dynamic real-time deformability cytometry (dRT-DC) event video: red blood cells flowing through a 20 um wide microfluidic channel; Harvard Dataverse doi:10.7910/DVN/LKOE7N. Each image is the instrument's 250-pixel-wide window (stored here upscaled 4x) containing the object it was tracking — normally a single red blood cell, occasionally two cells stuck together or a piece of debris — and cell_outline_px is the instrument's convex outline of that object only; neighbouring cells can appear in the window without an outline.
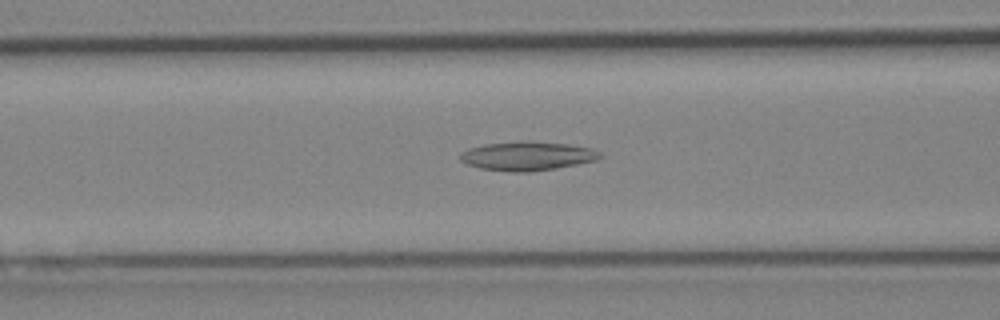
{"species": "Egyptian fruit bat (a non-hibernating species)", "species_latin": "Rousettus aegyptiacus", "temperature_condition": "cold", "stored_images_in_passage": 39, "camera_frame_rate_fps": 3000, "um_per_image_px": 0.085, "animal": {"sex": "female"}, "frame": {"image": 1, "passage_image": 14, "time_ms": 4.333, "image_size_px": [1000, 320], "cell_outline_px": [[604, 156], [596, 160], [556, 168], [528, 172], [512, 172], [480, 168], [468, 164], [460, 160], [460, 152], [468, 148], [484, 144], [520, 140], [528, 140], [568, 144], [592, 148], [600, 152]], "centroid_in_image_um": [44.81, 13.24], "position_along_channel_um": 121.8, "area_um2": 23.81}}
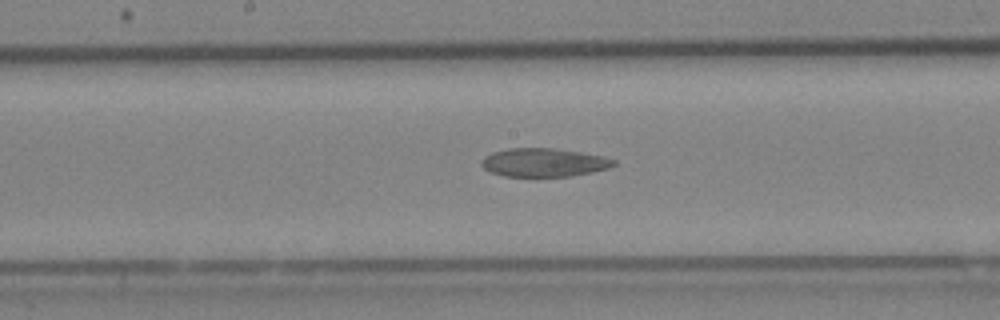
{"frame": {"image": 2, "passage_image": 20, "time_ms": 6.333, "image_size_px": [1000, 320], "cell_outline_px": [[616, 164], [608, 168], [592, 172], [568, 176], [504, 176], [492, 172], [484, 168], [480, 164], [480, 160], [484, 156], [492, 152], [508, 148], [552, 148], [580, 152], [604, 156], [616, 160]], "centroid_in_image_um": [46.21, 13.8], "position_along_channel_um": 202.0, "area_um2": 21.91}}
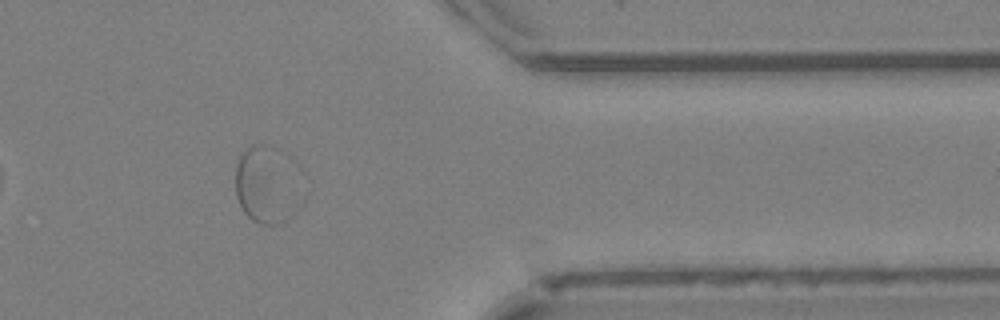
{"frame": {"image": 3, "passage_image": 35, "time_ms": 11.333, "image_size_px": [1000, 320], "cell_outline_px": [[292, 212], [284, 220], [276, 224], [260, 224], [252, 220], [244, 212], [236, 196], [236, 164], [240, 156], [252, 144], [260, 144]], "centroid_in_image_um": [22.08, 16.02], "position_along_channel_um": 389.3, "area_um2": 21.21}}